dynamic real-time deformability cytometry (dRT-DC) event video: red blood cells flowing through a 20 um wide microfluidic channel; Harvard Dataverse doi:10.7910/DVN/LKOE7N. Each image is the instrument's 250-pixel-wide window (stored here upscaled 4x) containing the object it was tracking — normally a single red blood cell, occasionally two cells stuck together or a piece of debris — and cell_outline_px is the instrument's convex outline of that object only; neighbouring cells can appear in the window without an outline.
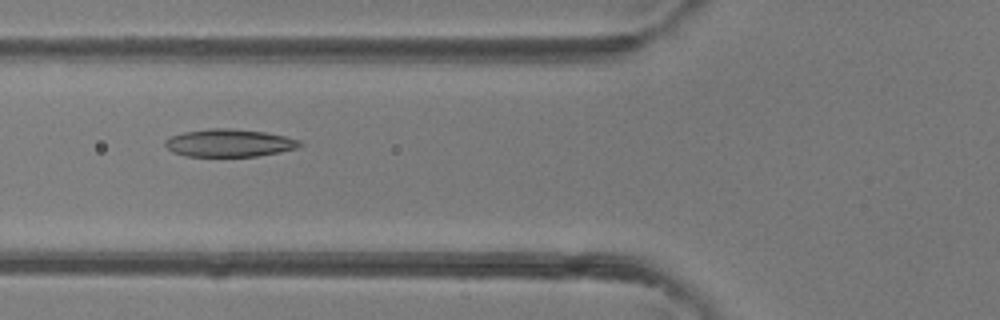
{"species": "common noctule bat (a hibernating species)", "species_latin": "Nyctalus noctula", "temperature_condition": "room temperature", "stored_images_in_passage": 4, "camera_frame_rate_fps": 3000, "um_per_image_px": 0.085, "animal": {"sex": "female"}, "frame": {"image": 1, "passage_image": 4, "time_ms": 3.333, "image_size_px": [1000, 320], "cell_outline_px": [[304, 144], [296, 148], [280, 152], [256, 156], [184, 156], [172, 152], [164, 144], [164, 140], [172, 136], [184, 132], [208, 128], [228, 128], [264, 132], [284, 136], [300, 140]], "centroid_in_image_um": [19.47, 12.15], "position_along_channel_um": 106.3, "area_um2": 21.68}}